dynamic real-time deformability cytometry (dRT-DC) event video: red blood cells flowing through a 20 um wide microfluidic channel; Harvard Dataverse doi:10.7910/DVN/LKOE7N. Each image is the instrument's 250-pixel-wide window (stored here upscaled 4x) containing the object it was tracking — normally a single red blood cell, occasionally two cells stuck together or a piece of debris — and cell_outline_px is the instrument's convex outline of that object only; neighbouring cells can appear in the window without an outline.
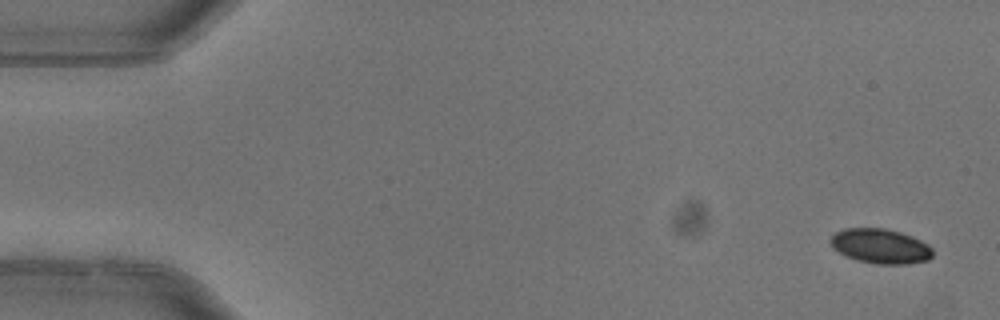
{"species": "common noctule bat (a hibernating species)", "species_latin": "Nyctalus noctula", "temperature_condition": "warm", "stored_images_in_passage": 5, "camera_frame_rate_fps": 3000, "um_per_image_px": 0.085, "animal": {"sex": "female"}, "frame": {"image": 1, "passage_image": 1, "time_ms": 0.0, "image_size_px": [1000, 320], "cell_outline_px": [[932, 256], [928, 260], [908, 264], [876, 264], [860, 260], [848, 256], [832, 248], [828, 240], [836, 232], [844, 228], [884, 228], [900, 232], [912, 236], [928, 244], [932, 248]], "centroid_in_image_um": [74.84, 20.91], "position_along_channel_um": 10.2, "area_um2": 20.63}}